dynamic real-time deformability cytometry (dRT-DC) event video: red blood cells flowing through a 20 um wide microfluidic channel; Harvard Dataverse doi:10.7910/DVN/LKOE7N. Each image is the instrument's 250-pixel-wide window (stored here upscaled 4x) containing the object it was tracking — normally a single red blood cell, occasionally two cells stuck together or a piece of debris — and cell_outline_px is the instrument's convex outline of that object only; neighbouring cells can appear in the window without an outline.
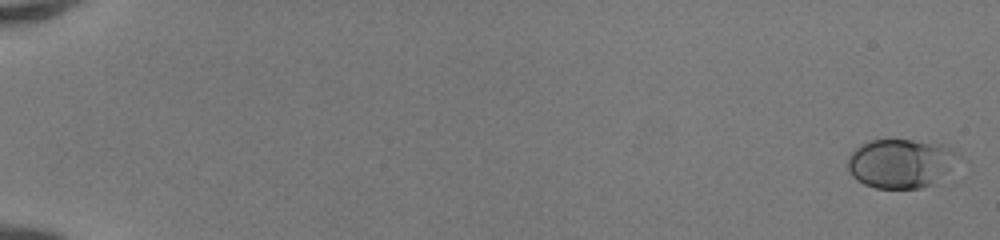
{"species": "human", "species_latin": "Homo sapiens", "temperature_condition": "room temperature", "stored_images_in_passage": 51, "camera_frame_rate_fps": 3000, "um_per_image_px": 0.085, "donor": {"sex": "female"}, "frame": {"image": 1, "passage_image": 1, "time_ms": 0.0, "image_size_px": [1000, 240], "cell_outline_px": [[960, 156], [932, 184], [924, 188], [876, 188], [864, 184], [856, 180], [848, 172], [848, 156], [860, 144], [868, 140], [912, 140], [940, 144], [956, 152]], "centroid_in_image_um": [76.47, 13.88], "position_along_channel_um": 8.5, "area_um2": 31.15}}
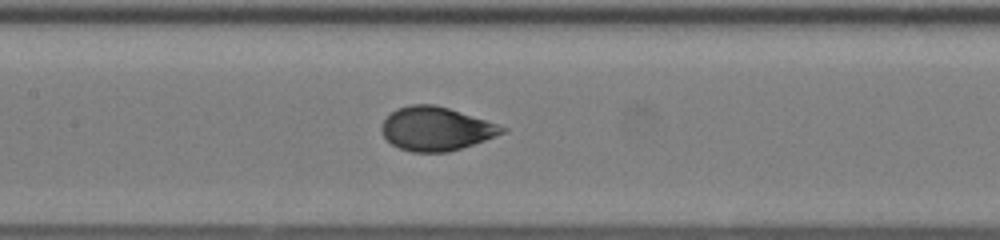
{"frame": {"image": 2, "passage_image": 27, "time_ms": 8.667, "image_size_px": [1000, 240], "cell_outline_px": [[508, 128], [504, 132], [496, 136], [448, 152], [412, 152], [400, 148], [392, 144], [380, 132], [380, 128], [384, 120], [396, 108], [412, 104], [432, 104], [448, 108]], "centroid_in_image_um": [37.01, 10.95], "position_along_channel_um": 170.4, "area_um2": 30.23}}
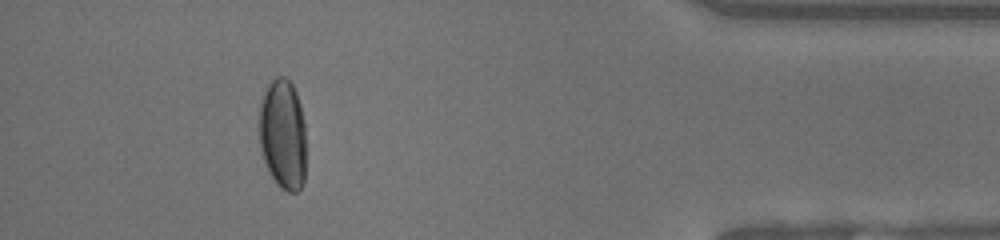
{"frame": {"image": 3, "passage_image": 47, "time_ms": 15.333, "image_size_px": [1000, 240], "cell_outline_px": [[304, 180], [300, 188], [296, 192], [288, 192], [280, 188], [276, 184], [268, 172], [260, 148], [260, 104], [264, 92], [268, 84], [276, 76], [284, 76], [292, 84], [296, 92], [300, 104], [304, 124]], "centroid_in_image_um": [24.03, 11.43], "position_along_channel_um": 411.2, "area_um2": 30.11}, "authors_computed_cell_mechanics": {"area_um2": 30.345, "velocity_mm_per_s": 4.2055, "shape_relaxation_time_tau1_ms": 3.7593, "shape_relaxation_time_tau2_ms": null, "deformation_change_tau1": 0.1751, "deformation_change_tau2": null}}